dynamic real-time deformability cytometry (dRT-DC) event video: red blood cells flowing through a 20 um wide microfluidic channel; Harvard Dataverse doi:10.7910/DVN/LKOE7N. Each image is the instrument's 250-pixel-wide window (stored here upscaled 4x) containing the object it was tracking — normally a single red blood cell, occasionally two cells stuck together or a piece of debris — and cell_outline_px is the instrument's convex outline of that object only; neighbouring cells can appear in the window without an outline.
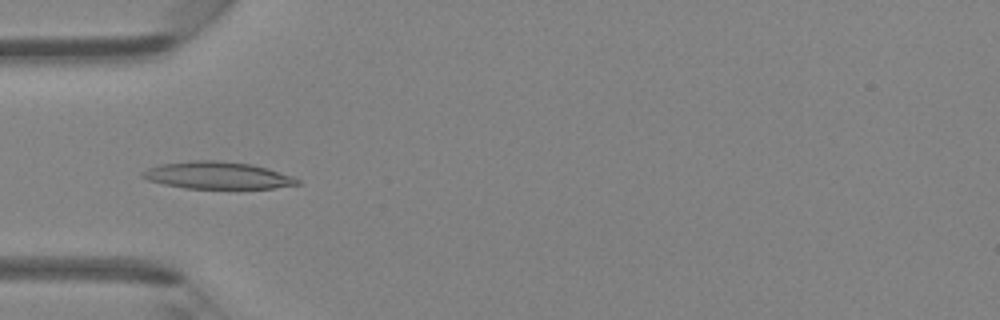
{"species": "Egyptian fruit bat (a non-hibernating species)", "species_latin": "Rousettus aegyptiacus", "temperature_condition": "room temperature", "stored_images_in_passage": 41, "camera_frame_rate_fps": 3000, "um_per_image_px": 0.085, "animal": {"sex": "female"}, "frame": {"image": 1, "passage_image": 9, "time_ms": 2.667, "image_size_px": [1000, 320], "cell_outline_px": [[300, 184], [272, 188], [184, 188], [164, 184], [148, 180], [140, 176], [140, 172], [148, 168], [160, 164], [188, 160], [216, 160], [252, 164], [268, 168], [292, 176], [300, 180]], "centroid_in_image_um": [18.45, 14.89], "position_along_channel_um": 66.5, "area_um2": 24.57}}
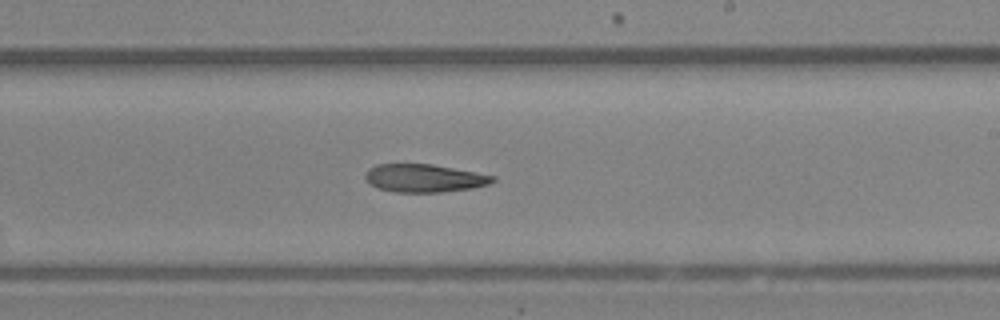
{"frame": {"image": 2, "passage_image": 22, "time_ms": 7.0, "image_size_px": [1000, 320], "cell_outline_px": [[496, 180], [488, 184], [472, 188], [444, 192], [396, 192], [376, 188], [364, 176], [368, 168], [376, 164], [432, 164], [476, 172], [496, 176]], "centroid_in_image_um": [36.07, 15.14], "position_along_channel_um": 252.9, "area_um2": 20.81}}
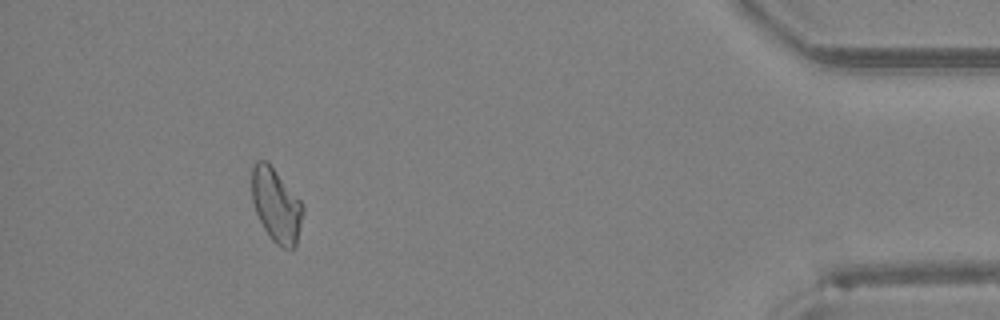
{"frame": {"image": 3, "passage_image": 37, "time_ms": 12.0, "image_size_px": [1000, 320], "cell_outline_px": [[304, 212], [296, 244], [292, 248], [284, 248], [276, 244], [272, 240], [264, 228], [256, 212], [252, 200], [252, 164], [256, 160], [268, 160], [300, 200], [304, 208]], "centroid_in_image_um": [23.47, 17.4], "position_along_channel_um": 411.7, "area_um2": 21.96}}